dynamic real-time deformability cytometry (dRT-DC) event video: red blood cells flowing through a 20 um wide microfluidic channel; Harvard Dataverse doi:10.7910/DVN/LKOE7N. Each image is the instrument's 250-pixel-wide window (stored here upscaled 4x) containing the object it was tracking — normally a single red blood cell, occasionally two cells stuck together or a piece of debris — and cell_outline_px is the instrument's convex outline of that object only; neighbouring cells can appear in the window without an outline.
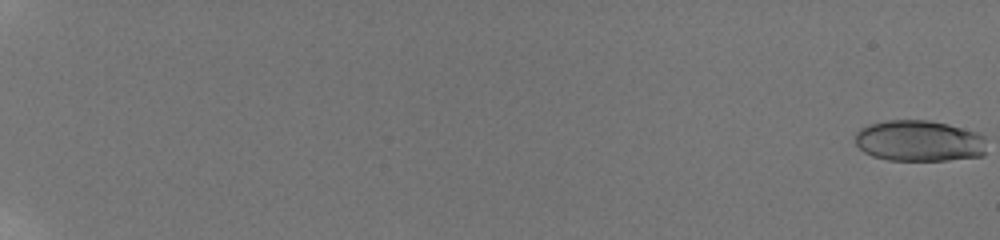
{"species": "human", "species_latin": "Homo sapiens", "temperature_condition": "room temperature", "stored_images_in_passage": 60, "camera_frame_rate_fps": 3000, "um_per_image_px": 0.085, "donor": {"sex": "male"}, "frame": {"image": 1, "passage_image": 1, "time_ms": 0.0, "image_size_px": [1000, 240], "cell_outline_px": [[984, 156], [948, 160], [888, 160], [872, 156], [864, 152], [856, 144], [856, 132], [860, 128], [872, 124], [888, 120], [928, 120], [948, 124], [980, 132], [984, 136]], "centroid_in_image_um": [78.15, 11.97], "position_along_channel_um": 6.8, "area_um2": 31.62}}
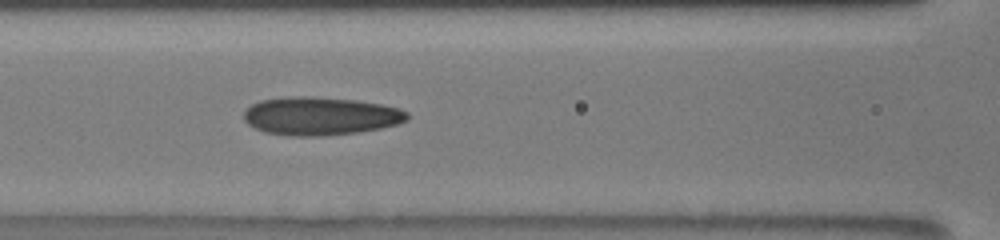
{"frame": {"image": 2, "passage_image": 32, "time_ms": 10.333, "image_size_px": [1000, 240], "cell_outline_px": [[408, 120], [396, 124], [380, 128], [356, 132], [324, 136], [296, 136], [264, 132], [248, 124], [244, 120], [244, 112], [252, 104], [260, 100], [288, 96], [308, 96], [356, 100], [380, 104], [400, 108], [408, 112]], "centroid_in_image_um": [27.23, 9.86], "position_along_channel_um": 139.4, "area_um2": 36.3}}
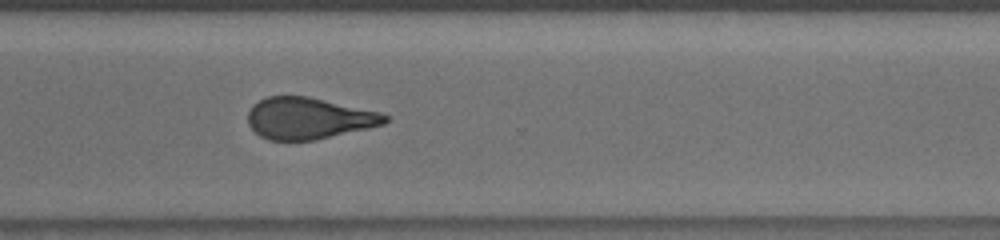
{"frame": {"image": 3, "passage_image": 48, "time_ms": 15.667, "image_size_px": [1000, 240], "cell_outline_px": [[388, 120], [384, 124], [368, 128], [316, 140], [268, 140], [260, 136], [248, 124], [248, 112], [252, 104], [268, 96], [308, 96], [380, 112], [388, 116]], "centroid_in_image_um": [26.22, 10.05], "position_along_channel_um": 344.4, "area_um2": 33.12}, "authors_computed_cell_mechanics": {"area_um2": 33.3217, "velocity_mm_per_s": 3.8502, "shape_relaxation_time_tau1_ms": 10.498, "shape_relaxation_time_tau2_ms": 1.9493, "deformation_change_tau1": 0.2262, "deformation_change_tau2": 0.1021}}